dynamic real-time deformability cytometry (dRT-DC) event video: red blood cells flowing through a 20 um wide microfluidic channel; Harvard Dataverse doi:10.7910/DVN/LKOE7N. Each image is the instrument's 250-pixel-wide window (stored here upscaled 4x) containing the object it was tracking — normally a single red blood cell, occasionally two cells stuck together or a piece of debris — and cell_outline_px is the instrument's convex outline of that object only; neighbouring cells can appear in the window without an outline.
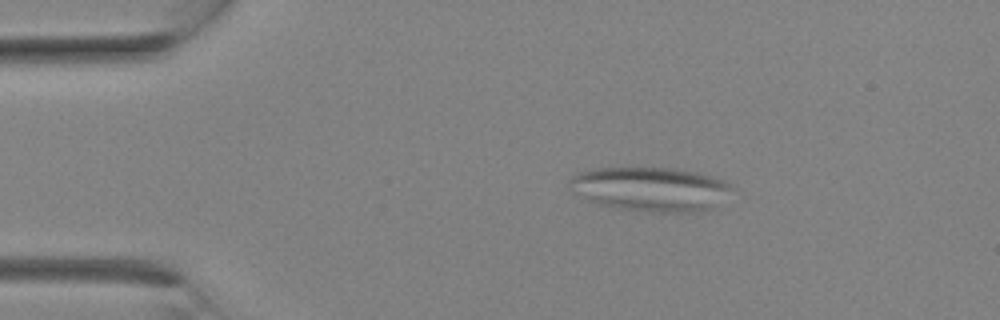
{"species": "Egyptian fruit bat (a non-hibernating species)", "species_latin": "Rousettus aegyptiacus", "temperature_condition": "room temperature", "stored_images_in_passage": 11, "camera_frame_rate_fps": 3000, "um_per_image_px": 0.085, "animal": {"sex": "female"}, "frame": {"image": 1, "passage_image": 4, "time_ms": 1.0, "image_size_px": [1000, 320], "cell_outline_px": [[732, 188], [712, 208], [700, 212], [652, 212], [616, 208], [596, 204], [572, 192], [568, 184], [568, 180], [572, 176], [580, 172], [596, 168], [676, 168], [696, 172], [712, 176], [724, 180]], "centroid_in_image_um": [55.24, 16.07], "position_along_channel_um": 29.8, "area_um2": 41.79}}
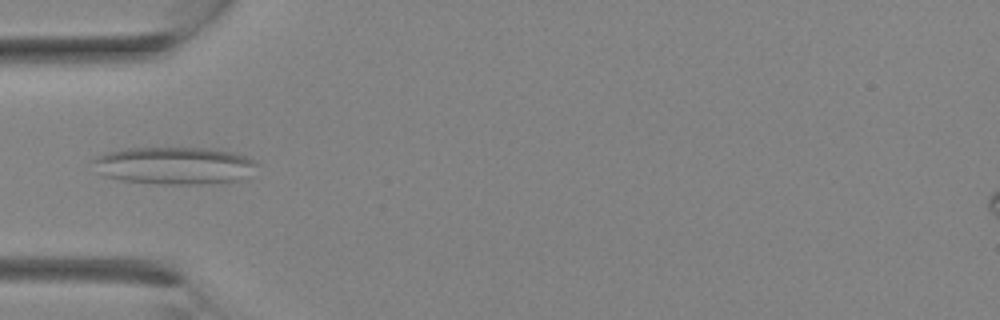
{"frame": {"image": 2, "passage_image": 8, "time_ms": 2.333, "image_size_px": [1000, 320], "cell_outline_px": [[260, 164], [240, 180], [212, 184], [164, 184], [124, 180], [104, 176], [100, 172], [92, 160], [96, 156], [108, 152], [124, 148], [212, 148], [232, 152], [248, 156]], "centroid_in_image_um": [14.87, 14.07], "position_along_channel_um": 70.1, "area_um2": 35.72}}